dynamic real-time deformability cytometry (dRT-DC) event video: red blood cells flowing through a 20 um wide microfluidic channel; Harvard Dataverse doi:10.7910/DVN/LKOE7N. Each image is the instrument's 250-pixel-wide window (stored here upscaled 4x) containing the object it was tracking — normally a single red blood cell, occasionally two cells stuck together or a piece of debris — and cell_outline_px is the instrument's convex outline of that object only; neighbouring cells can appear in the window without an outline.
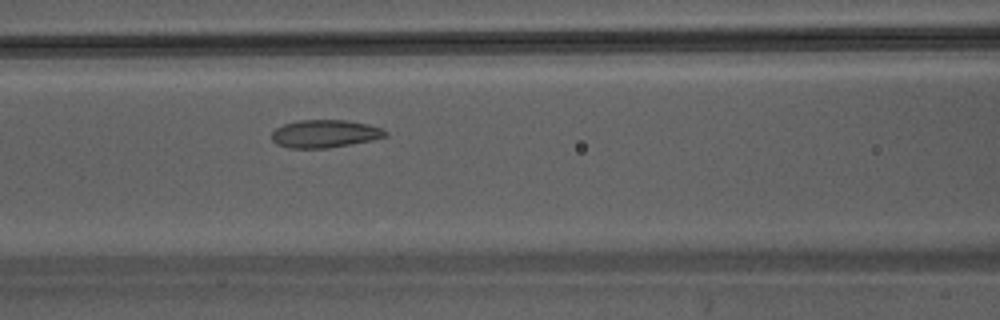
{"species": "Egyptian fruit bat (a non-hibernating species)", "species_latin": "Rousettus aegyptiacus", "temperature_condition": "warm", "stored_images_in_passage": 23, "camera_frame_rate_fps": 3000, "um_per_image_px": 0.085, "animal": {"sex": "male"}, "frame": {"image": 1, "passage_image": 10, "time_ms": 3.0, "image_size_px": [1000, 320], "cell_outline_px": [[388, 136], [372, 140], [328, 148], [288, 148], [276, 144], [272, 140], [272, 132], [276, 128], [284, 124], [300, 120], [344, 120], [368, 124], [380, 128], [388, 132]], "centroid_in_image_um": [27.6, 11.37], "position_along_channel_um": 139.0, "area_um2": 18.38}}
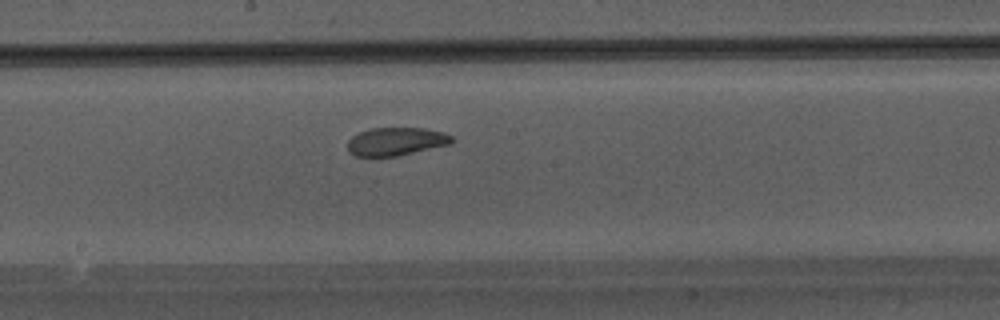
{"frame": {"image": 2, "passage_image": 15, "time_ms": 4.667, "image_size_px": [1000, 320], "cell_outline_px": [[456, 140], [452, 144], [396, 156], [356, 156], [348, 152], [348, 140], [352, 136], [368, 128], [424, 128], [444, 132], [452, 136]], "centroid_in_image_um": [33.69, 12.02], "position_along_channel_um": 214.5, "area_um2": 17.22}}
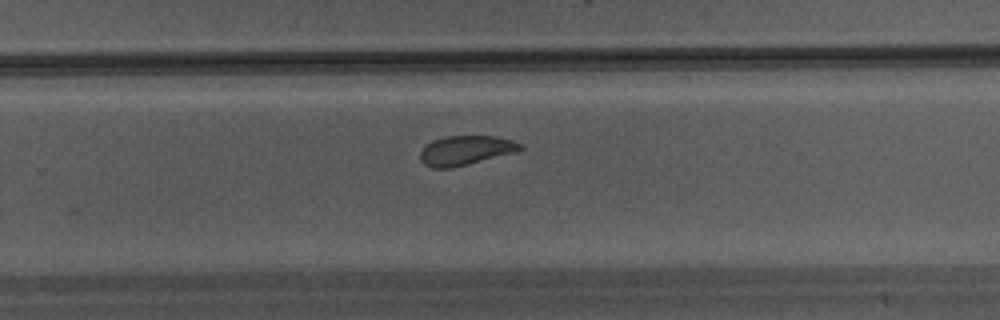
{"frame": {"image": 3, "passage_image": 20, "time_ms": 6.333, "image_size_px": [1000, 320], "cell_outline_px": [[524, 148], [516, 152], [452, 168], [432, 168], [424, 164], [420, 160], [420, 152], [432, 140], [444, 136], [496, 136], [512, 140], [520, 144]], "centroid_in_image_um": [39.57, 12.78], "position_along_channel_um": 290.2, "area_um2": 17.11}}